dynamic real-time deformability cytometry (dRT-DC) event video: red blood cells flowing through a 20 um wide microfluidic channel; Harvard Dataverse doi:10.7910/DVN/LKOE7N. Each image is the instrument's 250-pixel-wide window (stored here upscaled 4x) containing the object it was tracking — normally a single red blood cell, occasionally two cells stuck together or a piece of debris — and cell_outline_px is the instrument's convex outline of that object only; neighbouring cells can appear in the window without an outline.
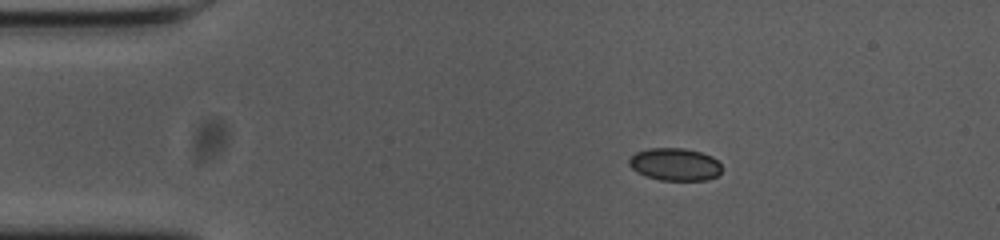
{"species": "common noctule bat (a hibernating species)", "species_latin": "Nyctalus noctula", "temperature_condition": "cold", "stored_images_in_passage": 47, "camera_frame_rate_fps": 3000, "um_per_image_px": 0.085, "animal": {"sex": "female", "body_mass_g": 23.0, "forearm_length_mm": 53.4}, "frame": {"image": 1, "passage_image": 1, "time_ms": 0.0, "image_size_px": [1000, 240], "cell_outline_px": [[720, 172], [716, 176], [708, 180], [660, 180], [636, 172], [628, 164], [628, 160], [636, 152], [648, 148], [684, 148], [700, 152], [712, 156], [720, 164]], "centroid_in_image_um": [57.35, 13.96], "position_along_channel_um": 27.6, "area_um2": 17.51}}
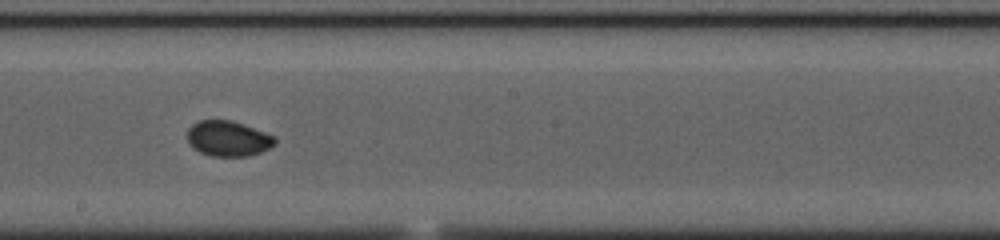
{"frame": {"image": 2, "passage_image": 22, "time_ms": 7.0, "image_size_px": [1000, 240], "cell_outline_px": [[276, 144], [260, 152], [248, 156], [212, 156], [200, 152], [192, 148], [188, 140], [188, 128], [192, 124], [200, 120], [232, 120], [244, 124], [276, 136]], "centroid_in_image_um": [19.4, 11.77], "position_along_channel_um": 228.8, "area_um2": 18.15}}
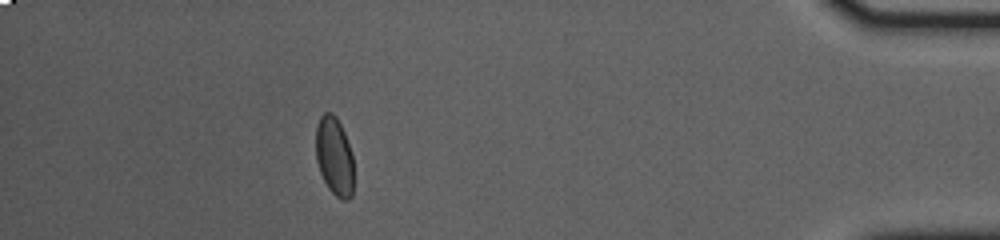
{"frame": {"image": 3, "passage_image": 41, "time_ms": 13.333, "image_size_px": [1000, 240], "cell_outline_px": [[352, 196], [348, 200], [344, 200], [336, 196], [328, 188], [320, 172], [316, 160], [316, 124], [320, 116], [324, 112], [332, 112], [336, 116], [344, 132], [352, 156]], "centroid_in_image_um": [28.39, 13.26], "position_along_channel_um": 406.8, "area_um2": 17.22}, "authors_computed_cell_mechanics": {"area_um2": 17.8024, "velocity_mm_per_s": 3.6765, "shape_relaxation_time_tau1_ms": 1.5891, "shape_relaxation_time_tau2_ms": null, "deformation_change_tau1": 0.0668, "deformation_change_tau2": null}}